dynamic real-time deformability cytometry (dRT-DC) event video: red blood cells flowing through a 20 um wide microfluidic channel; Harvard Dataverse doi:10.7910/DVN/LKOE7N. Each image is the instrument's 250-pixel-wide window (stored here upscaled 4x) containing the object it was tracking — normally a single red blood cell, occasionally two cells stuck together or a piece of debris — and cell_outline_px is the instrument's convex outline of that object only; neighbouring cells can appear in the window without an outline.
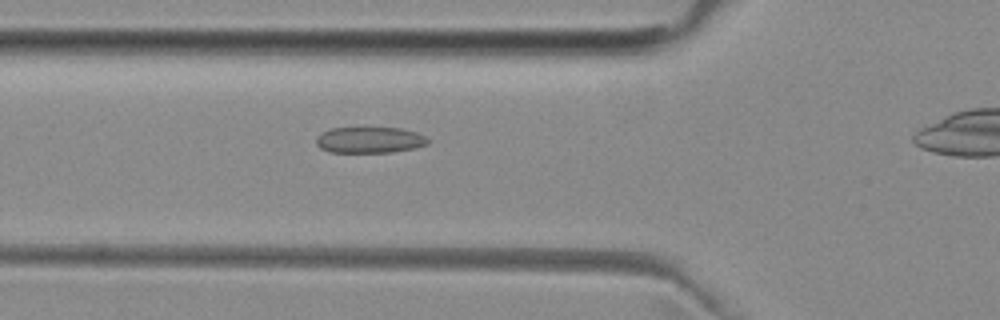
{"species": "common noctule bat (a hibernating species)", "species_latin": "Nyctalus noctula", "temperature_condition": "room temperature", "stored_images_in_passage": 41, "camera_frame_rate_fps": 3000, "um_per_image_px": 0.085, "animal": {"sex": "female", "body_mass_g": 29.2, "forearm_length_mm": 56.3}, "frame": {"image": 1, "passage_image": 17, "time_ms": 5.333, "image_size_px": [1000, 320], "cell_outline_px": [[428, 144], [412, 148], [392, 152], [328, 152], [320, 148], [316, 144], [316, 136], [332, 128], [400, 128], [416, 132], [424, 136], [428, 140]], "centroid_in_image_um": [31.39, 11.9], "position_along_channel_um": 94.4, "area_um2": 16.82}}
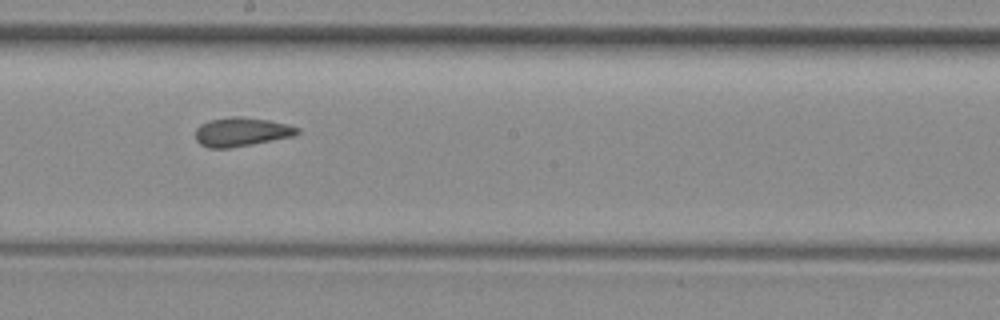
{"frame": {"image": 2, "passage_image": 27, "time_ms": 8.667, "image_size_px": [1000, 320], "cell_outline_px": [[300, 132], [296, 136], [252, 144], [228, 148], [208, 148], [200, 144], [196, 140], [196, 128], [200, 124], [212, 120], [232, 116], [240, 116], [268, 120], [288, 124], [300, 128]], "centroid_in_image_um": [20.55, 11.21], "position_along_channel_um": 227.6, "area_um2": 17.22}}
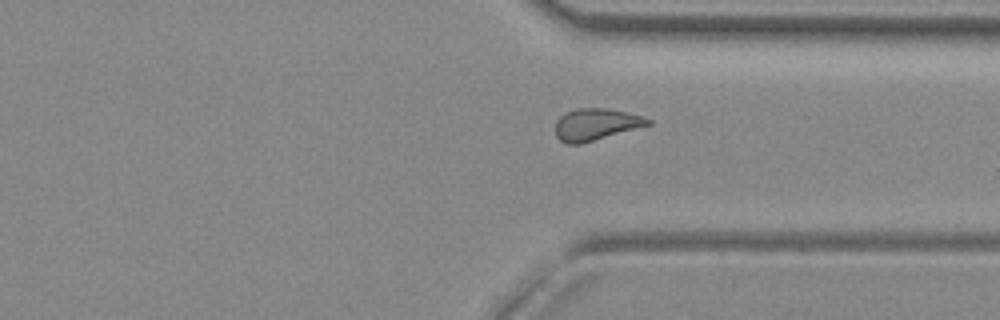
{"frame": {"image": 3, "passage_image": 37, "time_ms": 12.0, "image_size_px": [1000, 320], "cell_outline_px": [[652, 124], [580, 144], [568, 144], [560, 140], [556, 136], [556, 120], [564, 112], [576, 108], [608, 108], [628, 112], [644, 116], [652, 120]], "centroid_in_image_um": [50.66, 10.55], "position_along_channel_um": 360.7, "area_um2": 17.28}}